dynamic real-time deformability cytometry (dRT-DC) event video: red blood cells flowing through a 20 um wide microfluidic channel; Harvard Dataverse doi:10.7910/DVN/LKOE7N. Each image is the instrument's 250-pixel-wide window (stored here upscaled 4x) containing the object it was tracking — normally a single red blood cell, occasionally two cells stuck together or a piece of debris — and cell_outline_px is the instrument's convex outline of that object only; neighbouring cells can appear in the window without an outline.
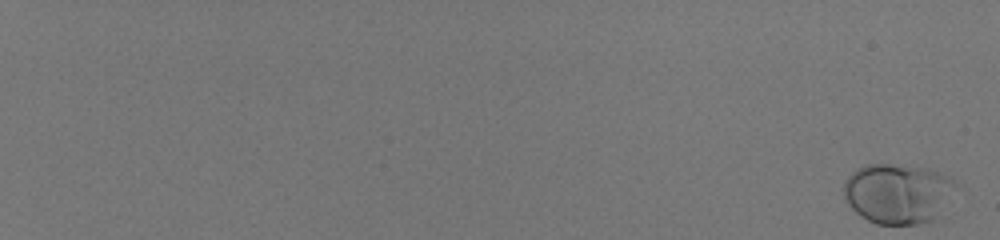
{"species": "human", "species_latin": "Homo sapiens", "temperature_condition": "room temperature", "stored_images_in_passage": 58, "camera_frame_rate_fps": 3000, "um_per_image_px": 0.085, "donor": {"sex": "male"}, "frame": {"image": 1, "passage_image": 1, "time_ms": 0.0, "image_size_px": [1000, 240], "cell_outline_px": [[956, 184], [932, 220], [916, 224], [876, 224], [860, 216], [844, 200], [844, 184], [848, 176], [856, 168], [868, 164], [888, 164], [928, 168], [948, 176]], "centroid_in_image_um": [76.22, 16.43], "position_along_channel_um": 8.8, "area_um2": 38.44}}
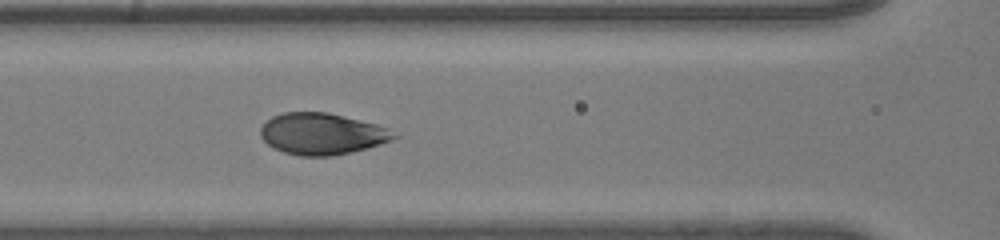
{"frame": {"image": 2, "passage_image": 33, "time_ms": 10.667, "image_size_px": [1000, 240], "cell_outline_px": [[400, 136], [392, 140], [368, 148], [332, 156], [300, 156], [284, 152], [268, 144], [260, 136], [260, 128], [272, 116], [284, 112], [328, 112], [376, 124], [388, 128]], "centroid_in_image_um": [27.38, 11.37], "position_along_channel_um": 139.2, "area_um2": 32.19}}
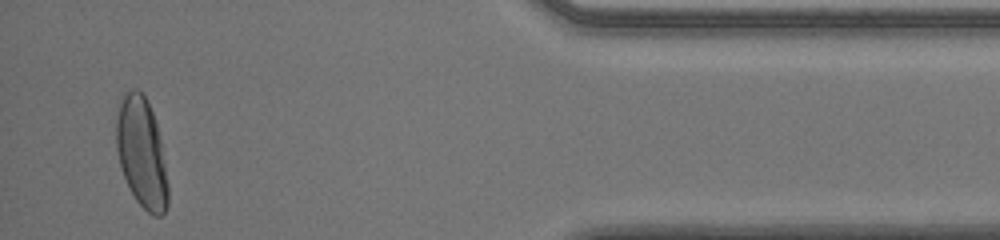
{"frame": {"image": 3, "passage_image": 57, "time_ms": 18.667, "image_size_px": [1000, 240], "cell_outline_px": [[168, 204], [164, 212], [160, 216], [156, 216], [148, 212], [136, 200], [128, 188], [120, 164], [116, 148], [116, 104], [120, 96], [124, 92], [132, 88], [136, 88], [148, 100], [156, 124], [160, 140], [168, 184]], "centroid_in_image_um": [12.0, 12.93], "position_along_channel_um": 423.2, "area_um2": 33.41}, "authors_computed_cell_mechanics": {"area_um2": 33.0327, "velocity_mm_per_s": 4.0292, "shape_relaxation_time_tau1_ms": 3.8962, "shape_relaxation_time_tau2_ms": null, "deformation_change_tau1": 0.1668, "deformation_change_tau2": null}}